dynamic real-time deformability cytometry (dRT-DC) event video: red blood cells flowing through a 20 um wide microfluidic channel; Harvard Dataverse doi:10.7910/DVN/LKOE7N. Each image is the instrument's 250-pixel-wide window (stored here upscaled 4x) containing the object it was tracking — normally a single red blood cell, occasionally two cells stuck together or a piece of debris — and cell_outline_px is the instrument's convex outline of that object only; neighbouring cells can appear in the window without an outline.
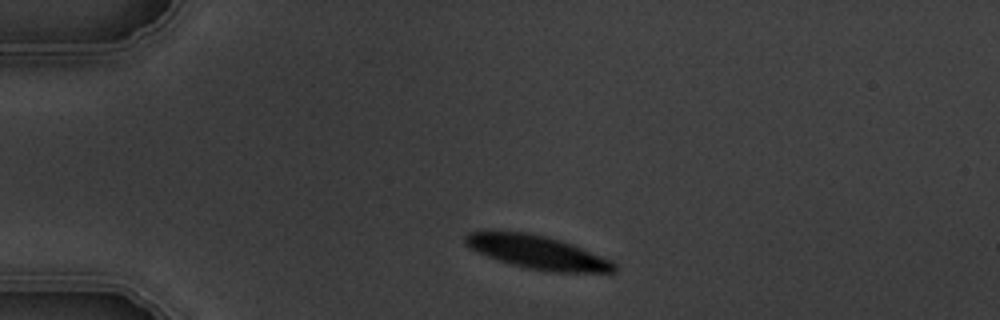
{"species": "common noctule bat (a hibernating species)", "species_latin": "Nyctalus noctula", "temperature_condition": "warm", "stored_images_in_passage": 2, "camera_frame_rate_fps": 3000, "um_per_image_px": 0.085, "animal": {"sex": "male", "body_mass_g": 19.5, "forearm_length_mm": 54.6}, "frame": {"image": 1, "passage_image": 1, "time_ms": 0.0, "image_size_px": [1000, 320], "cell_outline_px": [[616, 272], [548, 272], [524, 268], [508, 264], [496, 260], [476, 252], [468, 248], [464, 244], [464, 236], [468, 232], [488, 228], [528, 232], [548, 236], [572, 244], [612, 260], [616, 264]], "centroid_in_image_um": [45.55, 21.4], "position_along_channel_um": 39.4, "area_um2": 30.17}}